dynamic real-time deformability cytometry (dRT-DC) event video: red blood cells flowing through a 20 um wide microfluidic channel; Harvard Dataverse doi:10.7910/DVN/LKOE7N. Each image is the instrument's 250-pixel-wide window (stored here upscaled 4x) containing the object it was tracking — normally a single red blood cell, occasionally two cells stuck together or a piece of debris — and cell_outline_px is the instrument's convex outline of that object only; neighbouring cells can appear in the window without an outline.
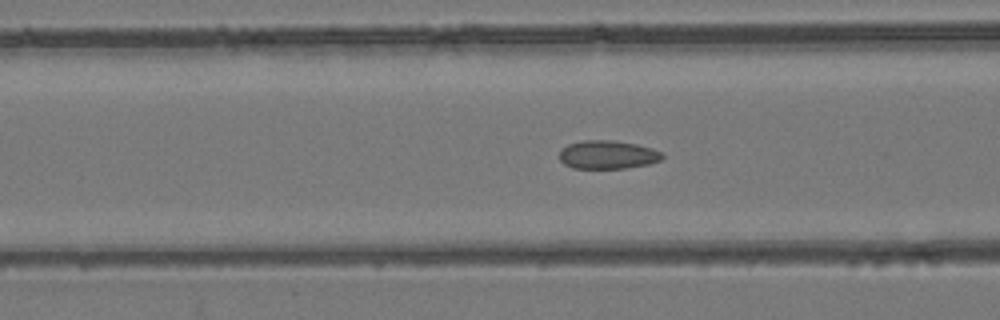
{"species": "common noctule bat (a hibernating species)", "species_latin": "Nyctalus noctula", "temperature_condition": "room temperature", "stored_images_in_passage": 39, "camera_frame_rate_fps": 3000, "um_per_image_px": 0.085, "animal": {"sex": "female", "body_mass_g": 24.6, "forearm_length_mm": 56.2}, "frame": {"image": 1, "passage_image": 17, "time_ms": 5.333, "image_size_px": [1000, 320], "cell_outline_px": [[664, 156], [660, 160], [648, 164], [624, 168], [572, 168], [564, 164], [560, 160], [560, 148], [568, 144], [584, 140], [612, 140], [636, 144], [652, 148], [660, 152]], "centroid_in_image_um": [51.62, 13.14], "position_along_channel_um": 115.0, "area_um2": 16.99}}
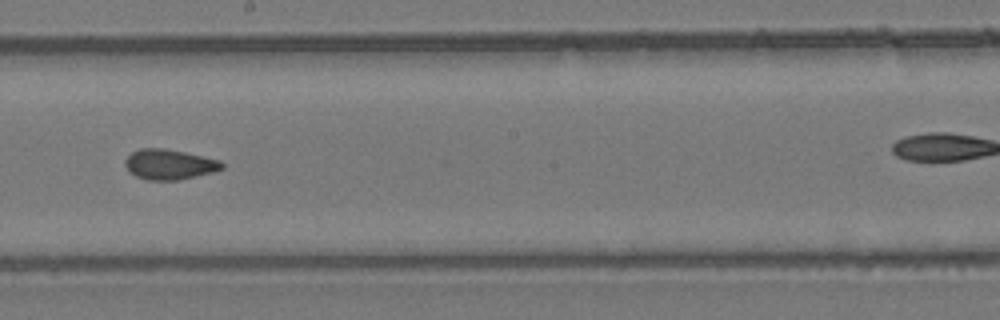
{"frame": {"image": 2, "passage_image": 26, "time_ms": 8.333, "image_size_px": [1000, 320], "cell_outline_px": [[224, 168], [212, 172], [176, 180], [148, 180], [136, 176], [124, 164], [124, 160], [132, 152], [140, 148], [164, 148], [184, 152], [220, 160], [224, 164]], "centroid_in_image_um": [14.39, 13.96], "position_along_channel_um": 233.8, "area_um2": 16.82}}
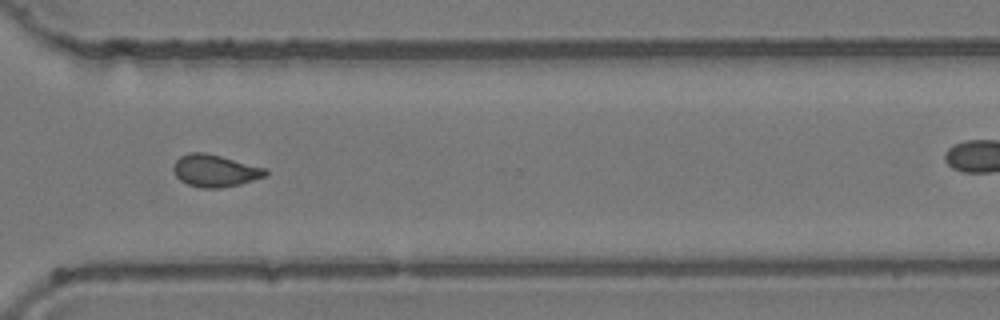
{"frame": {"image": 3, "passage_image": 35, "time_ms": 11.333, "image_size_px": [1000, 320], "cell_outline_px": [[268, 176], [240, 184], [220, 188], [200, 188], [188, 184], [180, 180], [176, 176], [172, 168], [176, 160], [180, 156], [188, 152], [204, 152], [268, 168]], "centroid_in_image_um": [18.3, 14.51], "position_along_channel_um": 352.3, "area_um2": 17.46}}